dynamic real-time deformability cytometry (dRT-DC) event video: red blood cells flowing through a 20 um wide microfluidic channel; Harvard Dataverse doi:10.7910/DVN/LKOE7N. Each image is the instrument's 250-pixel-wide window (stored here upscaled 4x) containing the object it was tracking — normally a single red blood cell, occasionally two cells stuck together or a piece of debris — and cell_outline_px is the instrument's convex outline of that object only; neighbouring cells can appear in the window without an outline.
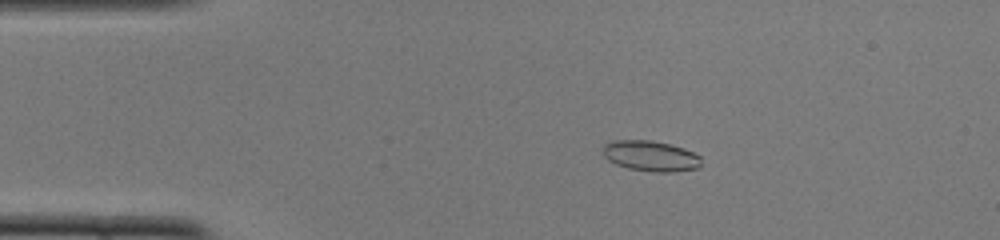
{"species": "common noctule bat (a hibernating species)", "species_latin": "Nyctalus noctula", "temperature_condition": "cold", "stored_images_in_passage": 51, "camera_frame_rate_fps": 3000, "um_per_image_px": 0.085, "animal": {"sex": "female", "body_mass_g": 22.0, "forearm_length_mm": 56.7}, "frame": {"image": 1, "passage_image": 10, "time_ms": 3.0, "image_size_px": [1000, 240], "cell_outline_px": [[700, 168], [672, 172], [656, 172], [628, 168], [616, 164], [608, 160], [604, 156], [604, 144], [612, 140], [652, 140], [684, 148], [700, 156]], "centroid_in_image_um": [55.31, 13.26], "position_along_channel_um": 29.7, "area_um2": 17.46}}
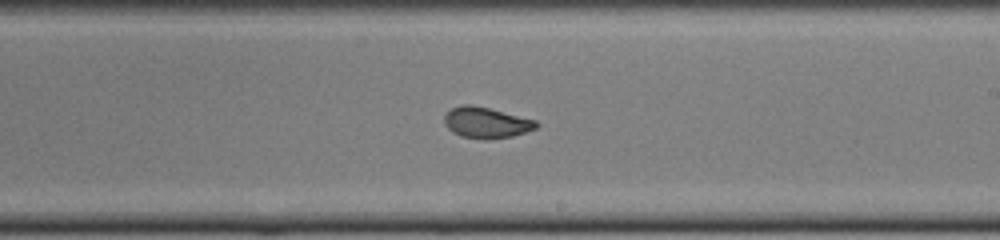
{"frame": {"image": 2, "passage_image": 30, "time_ms": 9.667, "image_size_px": [1000, 240], "cell_outline_px": [[540, 124], [536, 128], [512, 136], [460, 136], [452, 132], [444, 124], [444, 116], [452, 108], [460, 104], [472, 104], [536, 120]], "centroid_in_image_um": [41.3, 10.36], "position_along_channel_um": 247.7, "area_um2": 15.84}}
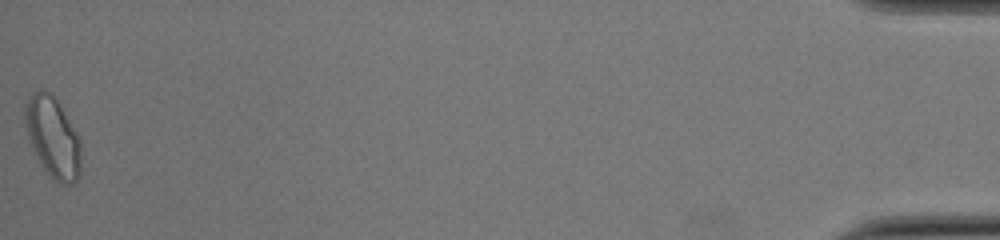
{"frame": {"image": 3, "passage_image": 51, "time_ms": 16.667, "image_size_px": [1000, 240], "cell_outline_px": [[80, 176], [72, 184], [60, 184], [44, 168], [28, 136], [24, 124], [24, 104], [28, 96], [32, 92], [40, 88], [52, 92], [76, 132], [80, 140]], "centroid_in_image_um": [4.48, 11.6], "position_along_channel_um": 430.7, "area_um2": 26.07}, "authors_computed_cell_mechanics": {"area_um2": 17.2822, "velocity_mm_per_s": 4.0024, "shape_relaxation_time_tau1_ms": null, "shape_relaxation_time_tau2_ms": 0.9196, "deformation_change_tau1": null, "deformation_change_tau2": 0.0591}}